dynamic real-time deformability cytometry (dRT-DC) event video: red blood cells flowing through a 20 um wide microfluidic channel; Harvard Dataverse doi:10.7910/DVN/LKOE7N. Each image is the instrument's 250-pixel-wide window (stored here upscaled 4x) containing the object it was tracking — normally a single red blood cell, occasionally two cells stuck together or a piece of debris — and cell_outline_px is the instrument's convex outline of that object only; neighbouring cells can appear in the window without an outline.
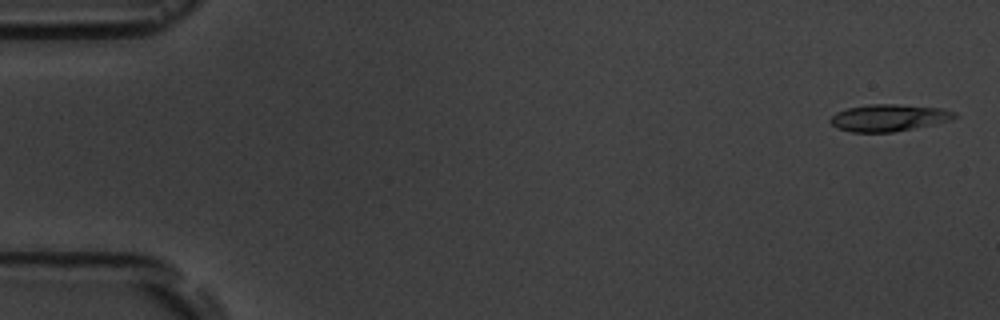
{"species": "common noctule bat (a hibernating species)", "species_latin": "Nyctalus noctula", "temperature_condition": "room temperature", "stored_images_in_passage": 5, "camera_frame_rate_fps": 3000, "um_per_image_px": 0.085, "animal": {"sex": "male", "body_mass_g": 19.5, "forearm_length_mm": 54.6}, "frame": {"image": 1, "passage_image": 1, "time_ms": 0.0, "image_size_px": [1000, 320], "cell_outline_px": [[956, 116], [948, 120], [912, 128], [892, 132], [852, 132], [836, 128], [828, 120], [836, 112], [848, 108], [868, 104], [896, 104], [944, 108], [956, 112]], "centroid_in_image_um": [75.49, 10.0], "position_along_channel_um": 9.5, "area_um2": 19.31}}
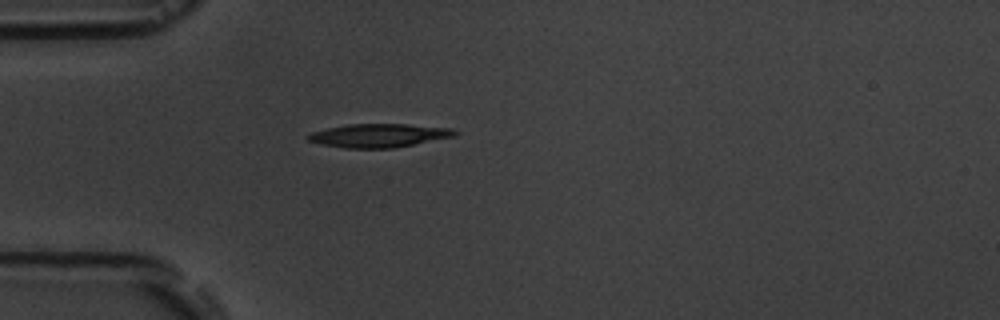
{"frame": {"image": 2, "passage_image": 5, "time_ms": 4.667, "image_size_px": [1000, 320], "cell_outline_px": [[460, 132], [456, 136], [392, 148], [344, 148], [324, 144], [308, 140], [304, 136], [312, 132], [328, 128], [348, 124], [408, 124], [452, 128]], "centroid_in_image_um": [32.24, 11.51], "position_along_channel_um": 52.8, "area_um2": 20.06}}